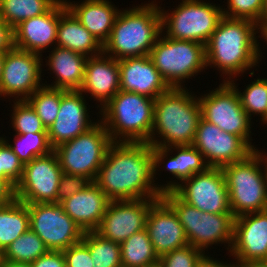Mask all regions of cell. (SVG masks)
<instances>
[{
	"label": "cell",
	"instance_id": "7a4b0ae2",
	"mask_svg": "<svg viewBox=\"0 0 267 267\" xmlns=\"http://www.w3.org/2000/svg\"><path fill=\"white\" fill-rule=\"evenodd\" d=\"M189 93L183 87H171L155 99L154 123L148 142L153 155V174L173 146L192 145L194 142L201 107L198 98ZM155 130L163 141L153 138Z\"/></svg>",
	"mask_w": 267,
	"mask_h": 267
},
{
	"label": "cell",
	"instance_id": "ffe728a7",
	"mask_svg": "<svg viewBox=\"0 0 267 267\" xmlns=\"http://www.w3.org/2000/svg\"><path fill=\"white\" fill-rule=\"evenodd\" d=\"M145 229L159 258L189 244L176 213L162 198L150 206Z\"/></svg>",
	"mask_w": 267,
	"mask_h": 267
},
{
	"label": "cell",
	"instance_id": "cb8c5ba5",
	"mask_svg": "<svg viewBox=\"0 0 267 267\" xmlns=\"http://www.w3.org/2000/svg\"><path fill=\"white\" fill-rule=\"evenodd\" d=\"M103 55V56H102ZM105 57V58H104ZM80 92L90 93L99 100L101 108L120 91L118 60L101 53L88 57Z\"/></svg>",
	"mask_w": 267,
	"mask_h": 267
},
{
	"label": "cell",
	"instance_id": "30bf717a",
	"mask_svg": "<svg viewBox=\"0 0 267 267\" xmlns=\"http://www.w3.org/2000/svg\"><path fill=\"white\" fill-rule=\"evenodd\" d=\"M169 14L160 10L165 36L176 40L194 41L206 45L223 17L222 8L201 0H182Z\"/></svg>",
	"mask_w": 267,
	"mask_h": 267
},
{
	"label": "cell",
	"instance_id": "4fadbf2b",
	"mask_svg": "<svg viewBox=\"0 0 267 267\" xmlns=\"http://www.w3.org/2000/svg\"><path fill=\"white\" fill-rule=\"evenodd\" d=\"M30 229L51 251H63L82 241L84 232L60 203L27 204Z\"/></svg>",
	"mask_w": 267,
	"mask_h": 267
},
{
	"label": "cell",
	"instance_id": "9c48e42d",
	"mask_svg": "<svg viewBox=\"0 0 267 267\" xmlns=\"http://www.w3.org/2000/svg\"><path fill=\"white\" fill-rule=\"evenodd\" d=\"M149 53L150 59L170 87H183L181 81L206 67L205 45L163 36Z\"/></svg>",
	"mask_w": 267,
	"mask_h": 267
},
{
	"label": "cell",
	"instance_id": "60d3db41",
	"mask_svg": "<svg viewBox=\"0 0 267 267\" xmlns=\"http://www.w3.org/2000/svg\"><path fill=\"white\" fill-rule=\"evenodd\" d=\"M92 181L86 176L62 173L57 189V203L80 192Z\"/></svg>",
	"mask_w": 267,
	"mask_h": 267
},
{
	"label": "cell",
	"instance_id": "603a6c76",
	"mask_svg": "<svg viewBox=\"0 0 267 267\" xmlns=\"http://www.w3.org/2000/svg\"><path fill=\"white\" fill-rule=\"evenodd\" d=\"M111 200L92 181L80 192L63 200L64 212L83 232L95 231Z\"/></svg>",
	"mask_w": 267,
	"mask_h": 267
},
{
	"label": "cell",
	"instance_id": "ac0fdd59",
	"mask_svg": "<svg viewBox=\"0 0 267 267\" xmlns=\"http://www.w3.org/2000/svg\"><path fill=\"white\" fill-rule=\"evenodd\" d=\"M227 249L239 267L267 260V210L236 217L232 246Z\"/></svg>",
	"mask_w": 267,
	"mask_h": 267
},
{
	"label": "cell",
	"instance_id": "5bb4252c",
	"mask_svg": "<svg viewBox=\"0 0 267 267\" xmlns=\"http://www.w3.org/2000/svg\"><path fill=\"white\" fill-rule=\"evenodd\" d=\"M63 171L54 151L24 164L15 186V197L26 204L57 203V189Z\"/></svg>",
	"mask_w": 267,
	"mask_h": 267
},
{
	"label": "cell",
	"instance_id": "e0dca14e",
	"mask_svg": "<svg viewBox=\"0 0 267 267\" xmlns=\"http://www.w3.org/2000/svg\"><path fill=\"white\" fill-rule=\"evenodd\" d=\"M41 56L17 48L5 53L0 95L16 96L27 100L38 88L41 80ZM23 97H19L22 96Z\"/></svg>",
	"mask_w": 267,
	"mask_h": 267
},
{
	"label": "cell",
	"instance_id": "74e56055",
	"mask_svg": "<svg viewBox=\"0 0 267 267\" xmlns=\"http://www.w3.org/2000/svg\"><path fill=\"white\" fill-rule=\"evenodd\" d=\"M24 164L0 137V178H5L14 186L20 181Z\"/></svg>",
	"mask_w": 267,
	"mask_h": 267
},
{
	"label": "cell",
	"instance_id": "bcb514c9",
	"mask_svg": "<svg viewBox=\"0 0 267 267\" xmlns=\"http://www.w3.org/2000/svg\"><path fill=\"white\" fill-rule=\"evenodd\" d=\"M196 267H239L237 264H224L219 260L211 259L210 256H205L203 254L199 261L197 262Z\"/></svg>",
	"mask_w": 267,
	"mask_h": 267
},
{
	"label": "cell",
	"instance_id": "836d02e7",
	"mask_svg": "<svg viewBox=\"0 0 267 267\" xmlns=\"http://www.w3.org/2000/svg\"><path fill=\"white\" fill-rule=\"evenodd\" d=\"M67 90L43 85L38 88L26 101L36 111L43 125L48 129L59 112L61 97Z\"/></svg>",
	"mask_w": 267,
	"mask_h": 267
},
{
	"label": "cell",
	"instance_id": "3957f363",
	"mask_svg": "<svg viewBox=\"0 0 267 267\" xmlns=\"http://www.w3.org/2000/svg\"><path fill=\"white\" fill-rule=\"evenodd\" d=\"M257 24L223 16L205 45L206 67L212 64L233 77L255 67L260 56Z\"/></svg>",
	"mask_w": 267,
	"mask_h": 267
},
{
	"label": "cell",
	"instance_id": "1f68e13d",
	"mask_svg": "<svg viewBox=\"0 0 267 267\" xmlns=\"http://www.w3.org/2000/svg\"><path fill=\"white\" fill-rule=\"evenodd\" d=\"M82 242L89 248L93 267H123L119 243L105 239L95 231L84 232Z\"/></svg>",
	"mask_w": 267,
	"mask_h": 267
},
{
	"label": "cell",
	"instance_id": "8992f818",
	"mask_svg": "<svg viewBox=\"0 0 267 267\" xmlns=\"http://www.w3.org/2000/svg\"><path fill=\"white\" fill-rule=\"evenodd\" d=\"M258 149L246 159L222 167L233 216L267 210V165L264 173L260 163L267 156ZM265 174V175H264Z\"/></svg>",
	"mask_w": 267,
	"mask_h": 267
},
{
	"label": "cell",
	"instance_id": "d4e9b609",
	"mask_svg": "<svg viewBox=\"0 0 267 267\" xmlns=\"http://www.w3.org/2000/svg\"><path fill=\"white\" fill-rule=\"evenodd\" d=\"M56 42L57 46L73 50L86 57L103 53V46L66 7L65 0H59V24Z\"/></svg>",
	"mask_w": 267,
	"mask_h": 267
},
{
	"label": "cell",
	"instance_id": "f1b7e54d",
	"mask_svg": "<svg viewBox=\"0 0 267 267\" xmlns=\"http://www.w3.org/2000/svg\"><path fill=\"white\" fill-rule=\"evenodd\" d=\"M123 267H147L159 262V257L146 229L134 233L120 244Z\"/></svg>",
	"mask_w": 267,
	"mask_h": 267
},
{
	"label": "cell",
	"instance_id": "e575fe53",
	"mask_svg": "<svg viewBox=\"0 0 267 267\" xmlns=\"http://www.w3.org/2000/svg\"><path fill=\"white\" fill-rule=\"evenodd\" d=\"M14 144H9L2 138L18 156V158L26 164L35 157L44 156L53 151L48 140L47 132L16 134Z\"/></svg>",
	"mask_w": 267,
	"mask_h": 267
},
{
	"label": "cell",
	"instance_id": "7bdbcfd3",
	"mask_svg": "<svg viewBox=\"0 0 267 267\" xmlns=\"http://www.w3.org/2000/svg\"><path fill=\"white\" fill-rule=\"evenodd\" d=\"M32 267H66L63 251H51L31 263Z\"/></svg>",
	"mask_w": 267,
	"mask_h": 267
},
{
	"label": "cell",
	"instance_id": "f907efd6",
	"mask_svg": "<svg viewBox=\"0 0 267 267\" xmlns=\"http://www.w3.org/2000/svg\"><path fill=\"white\" fill-rule=\"evenodd\" d=\"M4 58H5V53L0 52V82H1V78H2Z\"/></svg>",
	"mask_w": 267,
	"mask_h": 267
},
{
	"label": "cell",
	"instance_id": "44dd1931",
	"mask_svg": "<svg viewBox=\"0 0 267 267\" xmlns=\"http://www.w3.org/2000/svg\"><path fill=\"white\" fill-rule=\"evenodd\" d=\"M118 64L120 90L156 99L171 88L149 55L120 59Z\"/></svg>",
	"mask_w": 267,
	"mask_h": 267
},
{
	"label": "cell",
	"instance_id": "f5cc1de1",
	"mask_svg": "<svg viewBox=\"0 0 267 267\" xmlns=\"http://www.w3.org/2000/svg\"><path fill=\"white\" fill-rule=\"evenodd\" d=\"M261 36H263V38H265L266 39V43H267V28H265V29H263L262 31H261Z\"/></svg>",
	"mask_w": 267,
	"mask_h": 267
},
{
	"label": "cell",
	"instance_id": "f35d334b",
	"mask_svg": "<svg viewBox=\"0 0 267 267\" xmlns=\"http://www.w3.org/2000/svg\"><path fill=\"white\" fill-rule=\"evenodd\" d=\"M228 12L222 10L223 16L244 19L258 24L262 12L263 0H228Z\"/></svg>",
	"mask_w": 267,
	"mask_h": 267
},
{
	"label": "cell",
	"instance_id": "5b68a950",
	"mask_svg": "<svg viewBox=\"0 0 267 267\" xmlns=\"http://www.w3.org/2000/svg\"><path fill=\"white\" fill-rule=\"evenodd\" d=\"M154 107L155 99L120 90L102 107L101 122L113 142L148 143Z\"/></svg>",
	"mask_w": 267,
	"mask_h": 267
},
{
	"label": "cell",
	"instance_id": "c3c4849f",
	"mask_svg": "<svg viewBox=\"0 0 267 267\" xmlns=\"http://www.w3.org/2000/svg\"><path fill=\"white\" fill-rule=\"evenodd\" d=\"M3 267H32L31 263L4 261Z\"/></svg>",
	"mask_w": 267,
	"mask_h": 267
},
{
	"label": "cell",
	"instance_id": "816d5d0a",
	"mask_svg": "<svg viewBox=\"0 0 267 267\" xmlns=\"http://www.w3.org/2000/svg\"><path fill=\"white\" fill-rule=\"evenodd\" d=\"M4 264V255H3V251L0 250V267H3Z\"/></svg>",
	"mask_w": 267,
	"mask_h": 267
},
{
	"label": "cell",
	"instance_id": "d6a6232c",
	"mask_svg": "<svg viewBox=\"0 0 267 267\" xmlns=\"http://www.w3.org/2000/svg\"><path fill=\"white\" fill-rule=\"evenodd\" d=\"M49 249L30 228L13 241L4 251V261L32 263Z\"/></svg>",
	"mask_w": 267,
	"mask_h": 267
},
{
	"label": "cell",
	"instance_id": "7dc6e473",
	"mask_svg": "<svg viewBox=\"0 0 267 267\" xmlns=\"http://www.w3.org/2000/svg\"><path fill=\"white\" fill-rule=\"evenodd\" d=\"M257 27L260 29L259 32L267 28V0H263L262 12Z\"/></svg>",
	"mask_w": 267,
	"mask_h": 267
},
{
	"label": "cell",
	"instance_id": "4dcf8cb0",
	"mask_svg": "<svg viewBox=\"0 0 267 267\" xmlns=\"http://www.w3.org/2000/svg\"><path fill=\"white\" fill-rule=\"evenodd\" d=\"M175 156L166 162L167 170L182 182L196 173L204 172L209 166L203 155L193 145L174 146Z\"/></svg>",
	"mask_w": 267,
	"mask_h": 267
},
{
	"label": "cell",
	"instance_id": "11a10c76",
	"mask_svg": "<svg viewBox=\"0 0 267 267\" xmlns=\"http://www.w3.org/2000/svg\"><path fill=\"white\" fill-rule=\"evenodd\" d=\"M261 119H262L263 122H265V124H267V111H266V115Z\"/></svg>",
	"mask_w": 267,
	"mask_h": 267
},
{
	"label": "cell",
	"instance_id": "db71d44e",
	"mask_svg": "<svg viewBox=\"0 0 267 267\" xmlns=\"http://www.w3.org/2000/svg\"><path fill=\"white\" fill-rule=\"evenodd\" d=\"M147 267H163L159 262L154 264V265H150V266H147Z\"/></svg>",
	"mask_w": 267,
	"mask_h": 267
},
{
	"label": "cell",
	"instance_id": "7402d4cb",
	"mask_svg": "<svg viewBox=\"0 0 267 267\" xmlns=\"http://www.w3.org/2000/svg\"><path fill=\"white\" fill-rule=\"evenodd\" d=\"M58 24L59 1L48 12L14 27L15 48L42 56L41 51L56 43Z\"/></svg>",
	"mask_w": 267,
	"mask_h": 267
},
{
	"label": "cell",
	"instance_id": "ab89813d",
	"mask_svg": "<svg viewBox=\"0 0 267 267\" xmlns=\"http://www.w3.org/2000/svg\"><path fill=\"white\" fill-rule=\"evenodd\" d=\"M203 254V251L188 244L161 256L159 263L163 267H196Z\"/></svg>",
	"mask_w": 267,
	"mask_h": 267
},
{
	"label": "cell",
	"instance_id": "6da1fadb",
	"mask_svg": "<svg viewBox=\"0 0 267 267\" xmlns=\"http://www.w3.org/2000/svg\"><path fill=\"white\" fill-rule=\"evenodd\" d=\"M153 178L149 143L113 142L93 182L111 201L157 200L162 193Z\"/></svg>",
	"mask_w": 267,
	"mask_h": 267
},
{
	"label": "cell",
	"instance_id": "8fae6325",
	"mask_svg": "<svg viewBox=\"0 0 267 267\" xmlns=\"http://www.w3.org/2000/svg\"><path fill=\"white\" fill-rule=\"evenodd\" d=\"M183 182L185 185L170 181L160 186V191H174L184 202L205 213L232 214L222 168L208 167Z\"/></svg>",
	"mask_w": 267,
	"mask_h": 267
},
{
	"label": "cell",
	"instance_id": "52a82bcc",
	"mask_svg": "<svg viewBox=\"0 0 267 267\" xmlns=\"http://www.w3.org/2000/svg\"><path fill=\"white\" fill-rule=\"evenodd\" d=\"M161 198L176 213L190 245L204 251L210 245L226 242L231 248L235 220L233 214L202 212L184 202L174 191L162 193Z\"/></svg>",
	"mask_w": 267,
	"mask_h": 267
},
{
	"label": "cell",
	"instance_id": "484cf974",
	"mask_svg": "<svg viewBox=\"0 0 267 267\" xmlns=\"http://www.w3.org/2000/svg\"><path fill=\"white\" fill-rule=\"evenodd\" d=\"M66 7L103 46L115 23L119 10L109 0H86L81 4L65 1Z\"/></svg>",
	"mask_w": 267,
	"mask_h": 267
},
{
	"label": "cell",
	"instance_id": "277c9868",
	"mask_svg": "<svg viewBox=\"0 0 267 267\" xmlns=\"http://www.w3.org/2000/svg\"><path fill=\"white\" fill-rule=\"evenodd\" d=\"M151 3L119 12L103 44L105 55L116 60L149 55L163 31L161 7Z\"/></svg>",
	"mask_w": 267,
	"mask_h": 267
},
{
	"label": "cell",
	"instance_id": "7c38bea8",
	"mask_svg": "<svg viewBox=\"0 0 267 267\" xmlns=\"http://www.w3.org/2000/svg\"><path fill=\"white\" fill-rule=\"evenodd\" d=\"M233 82V83H232ZM234 80H224L218 88L198 99L201 117L218 126L222 131L241 137L254 151L250 143L251 118L241 106Z\"/></svg>",
	"mask_w": 267,
	"mask_h": 267
},
{
	"label": "cell",
	"instance_id": "d6986e66",
	"mask_svg": "<svg viewBox=\"0 0 267 267\" xmlns=\"http://www.w3.org/2000/svg\"><path fill=\"white\" fill-rule=\"evenodd\" d=\"M82 95L79 90H68L62 95L57 118L47 129L48 140L53 149L85 133L96 124L89 120Z\"/></svg>",
	"mask_w": 267,
	"mask_h": 267
},
{
	"label": "cell",
	"instance_id": "d590c367",
	"mask_svg": "<svg viewBox=\"0 0 267 267\" xmlns=\"http://www.w3.org/2000/svg\"><path fill=\"white\" fill-rule=\"evenodd\" d=\"M247 88L239 95L241 106L250 118L253 114H260L263 118L267 111V79H257L252 84L246 86Z\"/></svg>",
	"mask_w": 267,
	"mask_h": 267
},
{
	"label": "cell",
	"instance_id": "681fc988",
	"mask_svg": "<svg viewBox=\"0 0 267 267\" xmlns=\"http://www.w3.org/2000/svg\"><path fill=\"white\" fill-rule=\"evenodd\" d=\"M242 267H267V260L250 262Z\"/></svg>",
	"mask_w": 267,
	"mask_h": 267
},
{
	"label": "cell",
	"instance_id": "2e32d148",
	"mask_svg": "<svg viewBox=\"0 0 267 267\" xmlns=\"http://www.w3.org/2000/svg\"><path fill=\"white\" fill-rule=\"evenodd\" d=\"M156 200H112L95 230L105 239L121 244L146 227L150 206Z\"/></svg>",
	"mask_w": 267,
	"mask_h": 267
},
{
	"label": "cell",
	"instance_id": "83f0119b",
	"mask_svg": "<svg viewBox=\"0 0 267 267\" xmlns=\"http://www.w3.org/2000/svg\"><path fill=\"white\" fill-rule=\"evenodd\" d=\"M29 228L26 203L15 198L12 202L0 206V250L4 251Z\"/></svg>",
	"mask_w": 267,
	"mask_h": 267
},
{
	"label": "cell",
	"instance_id": "f546056e",
	"mask_svg": "<svg viewBox=\"0 0 267 267\" xmlns=\"http://www.w3.org/2000/svg\"><path fill=\"white\" fill-rule=\"evenodd\" d=\"M59 0H1L3 22L11 27L48 12Z\"/></svg>",
	"mask_w": 267,
	"mask_h": 267
},
{
	"label": "cell",
	"instance_id": "ee69618b",
	"mask_svg": "<svg viewBox=\"0 0 267 267\" xmlns=\"http://www.w3.org/2000/svg\"><path fill=\"white\" fill-rule=\"evenodd\" d=\"M14 48V28L3 22L0 25V52L6 53Z\"/></svg>",
	"mask_w": 267,
	"mask_h": 267
},
{
	"label": "cell",
	"instance_id": "9f6ffc18",
	"mask_svg": "<svg viewBox=\"0 0 267 267\" xmlns=\"http://www.w3.org/2000/svg\"><path fill=\"white\" fill-rule=\"evenodd\" d=\"M3 23L2 15H1V8H0V25Z\"/></svg>",
	"mask_w": 267,
	"mask_h": 267
},
{
	"label": "cell",
	"instance_id": "4316f807",
	"mask_svg": "<svg viewBox=\"0 0 267 267\" xmlns=\"http://www.w3.org/2000/svg\"><path fill=\"white\" fill-rule=\"evenodd\" d=\"M49 55L48 65L57 75L52 88L63 90H79L85 74L88 57L73 50L56 46Z\"/></svg>",
	"mask_w": 267,
	"mask_h": 267
},
{
	"label": "cell",
	"instance_id": "8d00e7d4",
	"mask_svg": "<svg viewBox=\"0 0 267 267\" xmlns=\"http://www.w3.org/2000/svg\"><path fill=\"white\" fill-rule=\"evenodd\" d=\"M11 122L16 134L47 132L36 111L26 100L14 102Z\"/></svg>",
	"mask_w": 267,
	"mask_h": 267
},
{
	"label": "cell",
	"instance_id": "ba28073f",
	"mask_svg": "<svg viewBox=\"0 0 267 267\" xmlns=\"http://www.w3.org/2000/svg\"><path fill=\"white\" fill-rule=\"evenodd\" d=\"M113 143L103 123L92 126L85 133L53 149L64 173L82 175L94 181Z\"/></svg>",
	"mask_w": 267,
	"mask_h": 267
},
{
	"label": "cell",
	"instance_id": "b9f144b4",
	"mask_svg": "<svg viewBox=\"0 0 267 267\" xmlns=\"http://www.w3.org/2000/svg\"><path fill=\"white\" fill-rule=\"evenodd\" d=\"M66 267H93L89 248L81 241L63 250Z\"/></svg>",
	"mask_w": 267,
	"mask_h": 267
},
{
	"label": "cell",
	"instance_id": "f6af8a7d",
	"mask_svg": "<svg viewBox=\"0 0 267 267\" xmlns=\"http://www.w3.org/2000/svg\"><path fill=\"white\" fill-rule=\"evenodd\" d=\"M15 186L5 178H0V206L15 199Z\"/></svg>",
	"mask_w": 267,
	"mask_h": 267
},
{
	"label": "cell",
	"instance_id": "9a60e30c",
	"mask_svg": "<svg viewBox=\"0 0 267 267\" xmlns=\"http://www.w3.org/2000/svg\"><path fill=\"white\" fill-rule=\"evenodd\" d=\"M192 145L203 155L209 167L222 168L242 161L254 152L241 137L222 131L202 117Z\"/></svg>",
	"mask_w": 267,
	"mask_h": 267
}]
</instances>
